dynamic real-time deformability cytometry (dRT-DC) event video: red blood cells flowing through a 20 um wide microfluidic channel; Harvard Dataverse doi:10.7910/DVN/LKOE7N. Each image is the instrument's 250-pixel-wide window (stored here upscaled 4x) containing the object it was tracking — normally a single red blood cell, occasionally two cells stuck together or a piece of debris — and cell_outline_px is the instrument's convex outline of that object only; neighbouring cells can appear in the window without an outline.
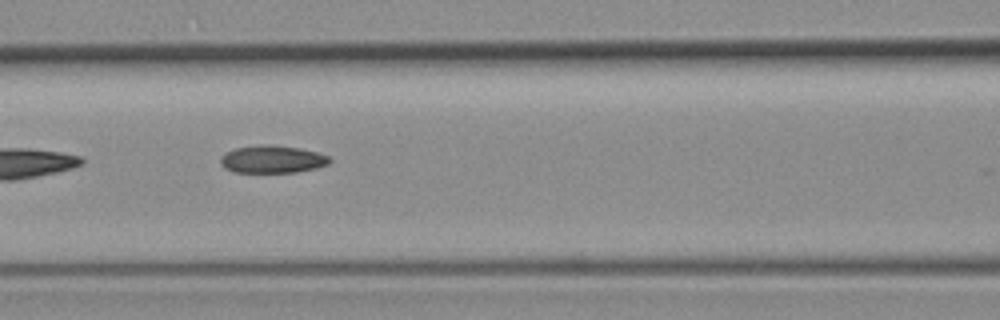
{"species": "common noctule bat (a hibernating species)", "species_latin": "Nyctalus noctula", "temperature_condition": "room temperature", "stored_images_in_passage": 5, "camera_frame_rate_fps": 3000, "um_per_image_px": 0.085, "animal": {"sex": "female", "body_mass_g": 19.3, "forearm_length_mm": 54.1}, "frame": {"image": 1, "passage_image": 5, "time_ms": 5.667, "image_size_px": [1000, 320], "cell_outline_px": [[332, 160], [328, 164], [316, 168], [296, 172], [232, 172], [224, 168], [220, 164], [220, 156], [236, 148], [264, 144], [272, 144], [300, 148], [316, 152], [328, 156]], "centroid_in_image_um": [23.13, 13.54], "position_along_channel_um": 143.5, "area_um2": 17.57}}